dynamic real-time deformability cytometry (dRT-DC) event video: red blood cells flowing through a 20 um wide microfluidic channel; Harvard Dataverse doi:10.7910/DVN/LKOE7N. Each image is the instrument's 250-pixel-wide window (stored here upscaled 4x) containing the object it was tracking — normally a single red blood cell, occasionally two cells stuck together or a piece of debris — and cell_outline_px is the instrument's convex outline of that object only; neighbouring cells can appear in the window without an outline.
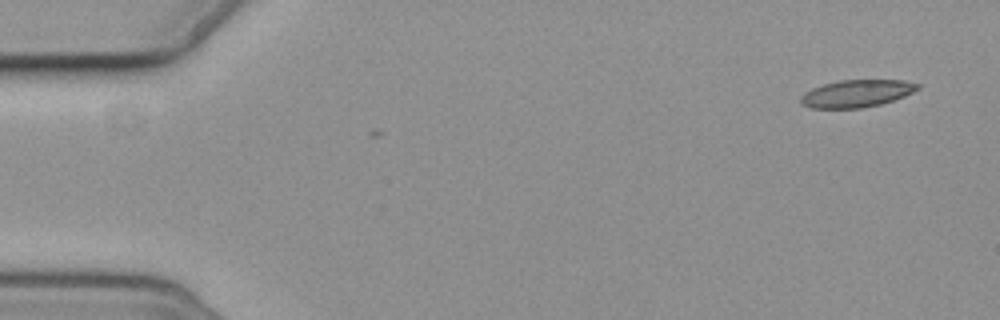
{"species": "common noctule bat (a hibernating species)", "species_latin": "Nyctalus noctula", "temperature_condition": "cold", "stored_images_in_passage": 5, "segment_of_instrument_passage": [1, 2], "camera_frame_rate_fps": 3000, "um_per_image_px": 0.085, "animal": {"sex": "female", "body_mass_g": 19.3, "forearm_length_mm": 54.1}, "frame": {"image": 1, "passage_image": 1, "time_ms": 0.0, "image_size_px": [1000, 320], "cell_outline_px": [[920, 88], [904, 96], [880, 104], [860, 108], [812, 108], [804, 104], [800, 100], [800, 96], [804, 92], [812, 88], [824, 84], [840, 80], [904, 80], [920, 84]], "centroid_in_image_um": [72.82, 7.94], "position_along_channel_um": 12.2, "area_um2": 18.5}}
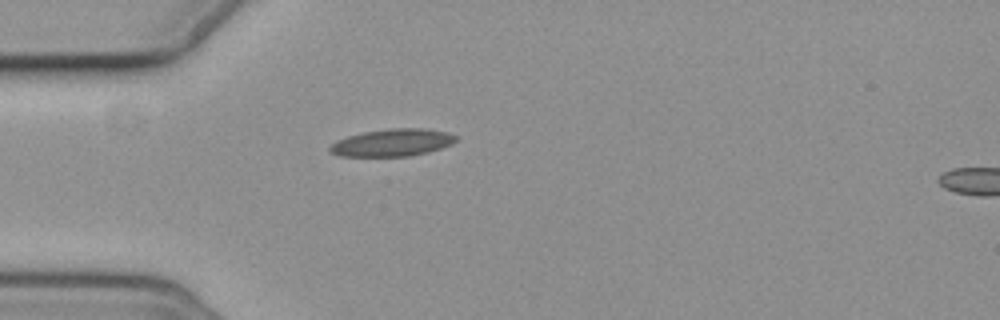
{"frame": {"image": 2, "passage_image": 4, "time_ms": 4.333, "image_size_px": [1000, 320], "cell_outline_px": [[456, 140], [452, 144], [428, 152], [408, 156], [340, 156], [332, 152], [328, 148], [336, 140], [348, 136], [364, 132], [388, 128], [424, 128], [448, 132], [456, 136]], "centroid_in_image_um": [33.36, 12.11], "position_along_channel_um": 51.6, "area_um2": 20.0}}